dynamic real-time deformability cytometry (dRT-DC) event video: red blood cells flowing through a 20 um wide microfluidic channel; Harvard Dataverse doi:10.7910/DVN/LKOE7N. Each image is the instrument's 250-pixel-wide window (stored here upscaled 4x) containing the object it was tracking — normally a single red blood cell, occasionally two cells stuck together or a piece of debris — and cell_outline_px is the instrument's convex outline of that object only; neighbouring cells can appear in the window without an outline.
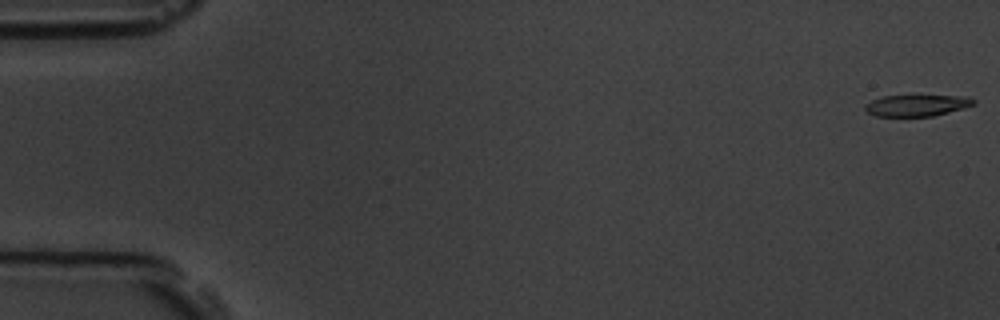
{"species": "common noctule bat (a hibernating species)", "species_latin": "Nyctalus noctula", "temperature_condition": "room temperature", "stored_images_in_passage": 5, "camera_frame_rate_fps": 3000, "um_per_image_px": 0.085, "animal": {"sex": "male", "body_mass_g": 19.5, "forearm_length_mm": 54.6}, "frame": {"image": 1, "passage_image": 1, "time_ms": 0.0, "image_size_px": [1000, 320], "cell_outline_px": [[976, 104], [964, 108], [932, 116], [876, 116], [868, 112], [864, 108], [864, 104], [872, 100], [884, 96], [968, 96], [976, 100]], "centroid_in_image_um": [77.95, 8.96], "position_along_channel_um": 7.1, "area_um2": 13.47}}